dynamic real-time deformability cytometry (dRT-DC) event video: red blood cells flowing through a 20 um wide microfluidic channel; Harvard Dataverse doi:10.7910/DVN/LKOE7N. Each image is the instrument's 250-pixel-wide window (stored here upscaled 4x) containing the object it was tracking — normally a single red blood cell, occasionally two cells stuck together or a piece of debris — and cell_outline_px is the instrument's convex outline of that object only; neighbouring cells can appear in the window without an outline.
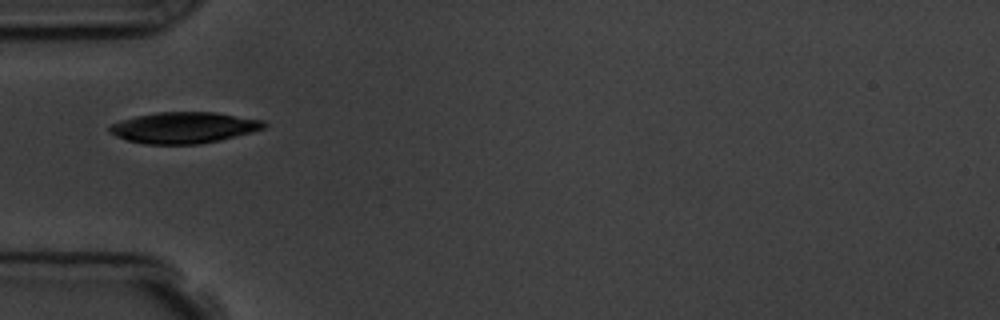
{"species": "common noctule bat (a hibernating species)", "species_latin": "Nyctalus noctula", "temperature_condition": "room temperature", "stored_images_in_passage": 4, "camera_frame_rate_fps": 3000, "um_per_image_px": 0.085, "animal": {"sex": "male", "body_mass_g": 19.5, "forearm_length_mm": 54.6}, "frame": {"image": 1, "passage_image": 1, "time_ms": 0.0, "image_size_px": [1000, 320], "cell_outline_px": [[268, 124], [264, 128], [252, 132], [220, 140], [200, 144], [144, 144], [128, 140], [116, 136], [108, 132], [108, 128], [112, 124], [120, 120], [136, 116], [156, 112], [216, 112], [264, 120]], "centroid_in_image_um": [15.64, 10.84], "position_along_channel_um": 69.4, "area_um2": 28.15}}